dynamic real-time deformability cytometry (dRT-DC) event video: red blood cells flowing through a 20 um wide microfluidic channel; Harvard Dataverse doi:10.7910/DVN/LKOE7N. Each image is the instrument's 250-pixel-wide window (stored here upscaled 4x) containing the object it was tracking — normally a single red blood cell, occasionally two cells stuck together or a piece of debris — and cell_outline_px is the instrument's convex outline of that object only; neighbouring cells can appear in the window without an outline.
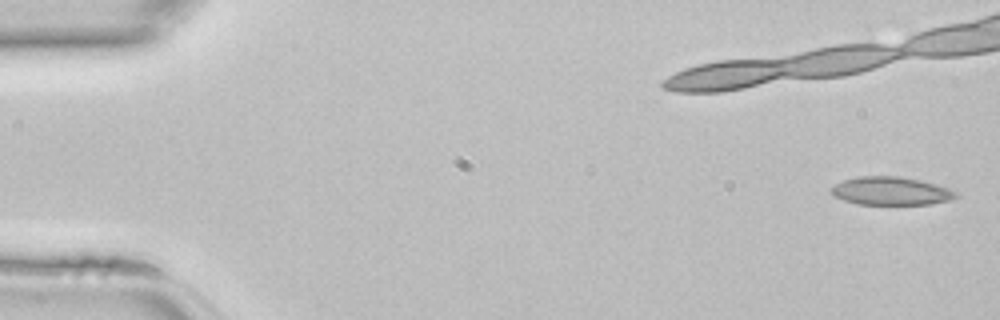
{"species": "common noctule bat (a hibernating species)", "species_latin": "Nyctalus noctula", "temperature_condition": "room temperature", "stored_images_in_passage": 37, "camera_frame_rate_fps": 3000, "um_per_image_px": 0.085, "animal": {"sex": "female", "body_mass_g": 22.7, "forearm_length_mm": 54.2}, "frame": {"image": 1, "passage_image": 1, "time_ms": 0.0, "image_size_px": [1000, 320], "cell_outline_px": [[960, 196], [948, 200], [932, 204], [856, 204], [844, 200], [836, 196], [832, 192], [832, 188], [836, 184], [844, 180], [860, 176], [900, 176], [920, 180], [936, 184], [948, 188], [956, 192]], "centroid_in_image_um": [75.77, 16.23], "position_along_channel_um": 9.2, "area_um2": 20.29}}